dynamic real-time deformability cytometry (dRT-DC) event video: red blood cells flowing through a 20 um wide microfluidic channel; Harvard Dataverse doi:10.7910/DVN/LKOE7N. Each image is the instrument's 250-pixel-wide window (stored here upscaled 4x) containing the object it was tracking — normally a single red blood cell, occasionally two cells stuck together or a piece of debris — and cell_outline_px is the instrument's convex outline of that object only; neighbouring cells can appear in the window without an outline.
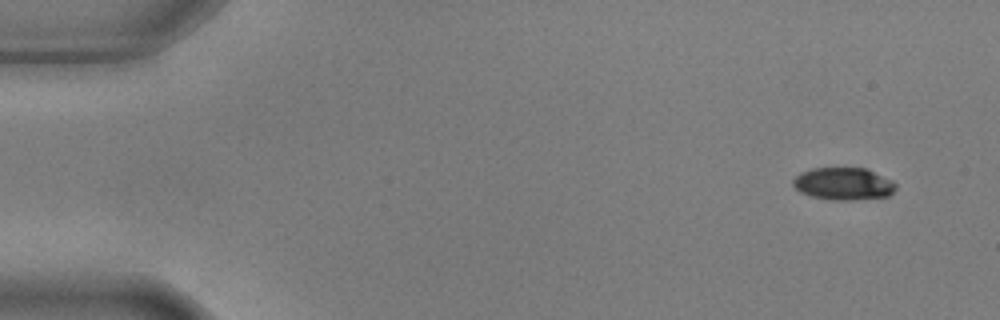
{"species": "common noctule bat (a hibernating species)", "species_latin": "Nyctalus noctula", "temperature_condition": "warm", "stored_images_in_passage": 5, "camera_frame_rate_fps": 3000, "um_per_image_px": 0.085, "animal": {"sex": "male", "body_mass_g": 17.9, "forearm_length_mm": 54.2}, "frame": {"image": 1, "passage_image": 1, "time_ms": 0.0, "image_size_px": [1000, 320], "cell_outline_px": [[896, 188], [888, 196], [852, 200], [836, 200], [812, 196], [800, 192], [792, 184], [792, 180], [800, 172], [812, 168], [868, 168], [892, 180], [896, 184]], "centroid_in_image_um": [71.7, 15.61], "position_along_channel_um": 13.3, "area_um2": 19.42}}
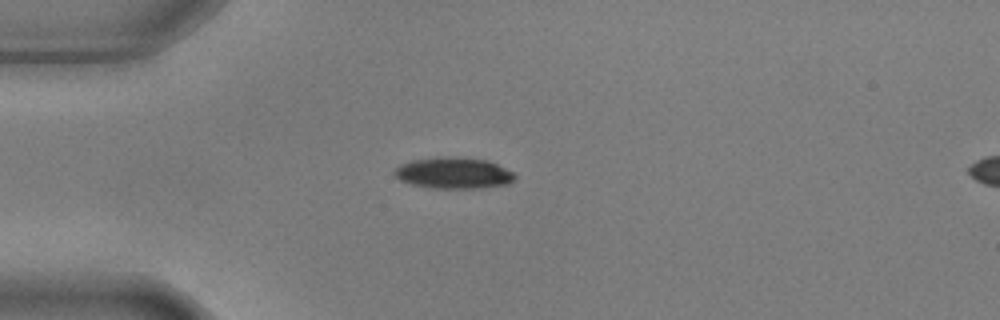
{"frame": {"image": 2, "passage_image": 4, "time_ms": 1.0, "image_size_px": [1000, 320], "cell_outline_px": [[516, 176], [508, 184], [480, 188], [432, 188], [412, 184], [400, 180], [392, 172], [400, 164], [412, 160], [436, 156], [448, 156], [488, 160], [512, 172]], "centroid_in_image_um": [38.52, 14.7], "position_along_channel_um": 46.5, "area_um2": 21.91}}